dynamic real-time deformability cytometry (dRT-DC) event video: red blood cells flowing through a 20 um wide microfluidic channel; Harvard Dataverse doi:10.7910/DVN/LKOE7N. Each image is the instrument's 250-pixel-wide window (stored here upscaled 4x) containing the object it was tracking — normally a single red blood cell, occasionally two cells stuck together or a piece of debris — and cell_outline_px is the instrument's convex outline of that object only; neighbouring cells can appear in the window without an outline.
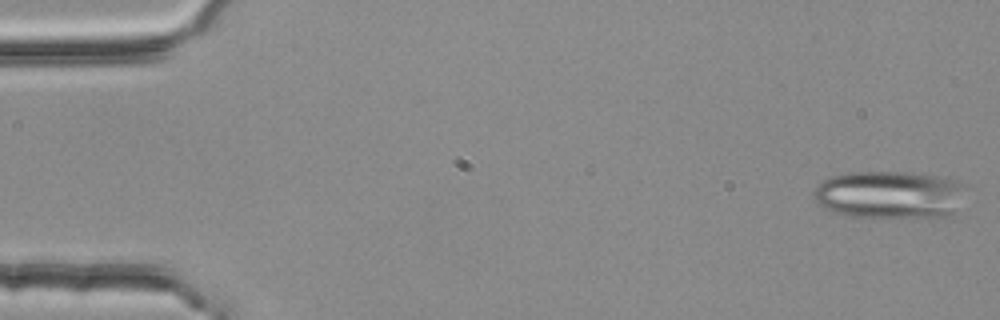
{"species": "common noctule bat (a hibernating species)", "species_latin": "Nyctalus noctula", "temperature_condition": "room temperature", "stored_images_in_passage": 55, "segment_of_instrument_passage": [1, 2], "camera_frame_rate_fps": 3000, "um_per_image_px": 0.085, "animal": {"sex": "female", "body_mass_g": 25.1}, "frame": {"image": 1, "passage_image": 2, "time_ms": 0.333, "image_size_px": [1000, 320], "cell_outline_px": [[960, 184], [952, 212], [948, 216], [852, 216], [832, 212], [824, 208], [812, 196], [812, 192], [824, 180], [832, 176], [848, 172], [904, 172], [940, 176], [952, 180]], "centroid_in_image_um": [75.44, 16.52], "position_along_channel_um": 9.6, "area_um2": 40.69}}